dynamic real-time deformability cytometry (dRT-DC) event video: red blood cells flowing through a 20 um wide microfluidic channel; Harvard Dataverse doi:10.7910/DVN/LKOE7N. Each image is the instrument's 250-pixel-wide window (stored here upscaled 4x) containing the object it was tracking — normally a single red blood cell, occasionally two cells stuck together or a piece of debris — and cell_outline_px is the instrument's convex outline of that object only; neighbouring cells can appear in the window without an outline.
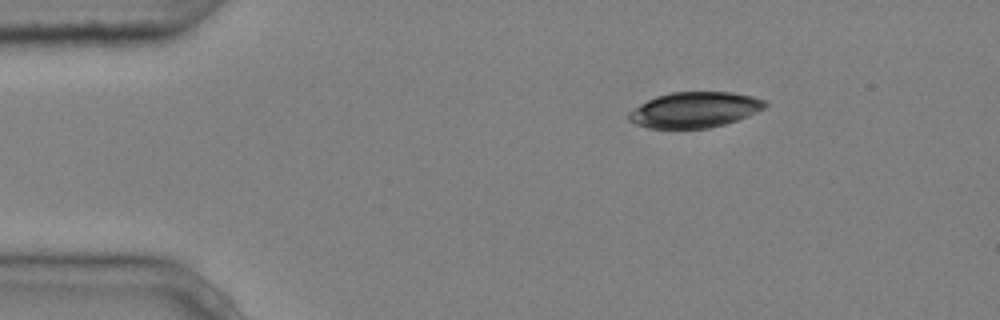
{"species": "common noctule bat (a hibernating species)", "species_latin": "Nyctalus noctula", "temperature_condition": "cold", "stored_images_in_passage": 3, "camera_frame_rate_fps": 3000, "um_per_image_px": 0.085, "animal": {"sex": "male", "body_mass_g": 20.4}, "frame": {"image": 1, "passage_image": 1, "time_ms": 0.0, "image_size_px": [1000, 320], "cell_outline_px": [[768, 104], [764, 108], [748, 116], [724, 124], [708, 128], [648, 128], [636, 124], [628, 120], [628, 112], [640, 104], [656, 96], [672, 92], [732, 92], [752, 96], [768, 100]], "centroid_in_image_um": [59.06, 9.33], "position_along_channel_um": 25.9, "area_um2": 28.26}}
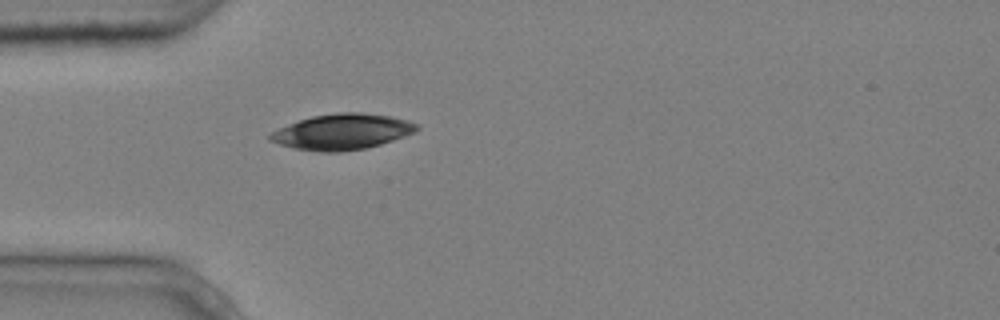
{"frame": {"image": 2, "passage_image": 3, "time_ms": 0.667, "image_size_px": [1000, 320], "cell_outline_px": [[420, 128], [416, 132], [380, 144], [364, 148], [340, 152], [320, 152], [296, 148], [280, 144], [268, 140], [268, 136], [272, 132], [288, 124], [312, 116], [336, 112], [360, 112], [388, 116], [408, 120], [420, 124]], "centroid_in_image_um": [29.11, 11.19], "position_along_channel_um": 55.9, "area_um2": 30.35}}